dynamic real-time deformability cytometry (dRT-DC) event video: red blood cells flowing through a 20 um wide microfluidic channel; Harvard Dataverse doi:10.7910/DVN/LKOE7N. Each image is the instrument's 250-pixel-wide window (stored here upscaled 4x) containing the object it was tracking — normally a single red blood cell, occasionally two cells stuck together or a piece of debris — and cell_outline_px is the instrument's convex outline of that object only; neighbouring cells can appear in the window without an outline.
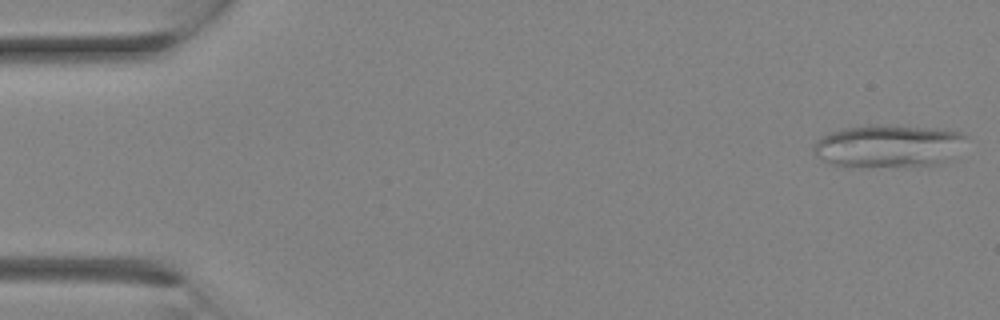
{"species": "Egyptian fruit bat (a non-hibernating species)", "species_latin": "Rousettus aegyptiacus", "temperature_condition": "room temperature", "stored_images_in_passage": 27, "camera_frame_rate_fps": 3000, "um_per_image_px": 0.085, "animal": {"sex": "female"}, "frame": {"image": 1, "passage_image": 1, "time_ms": 0.0, "image_size_px": [1000, 320], "cell_outline_px": [[968, 136], [952, 160], [936, 164], [868, 168], [864, 168], [832, 164], [816, 156], [812, 148], [816, 140], [820, 136], [828, 132], [844, 128], [868, 124], [896, 124], [936, 128], [960, 132]], "centroid_in_image_um": [75.5, 12.4], "position_along_channel_um": 9.5, "area_um2": 38.96}}
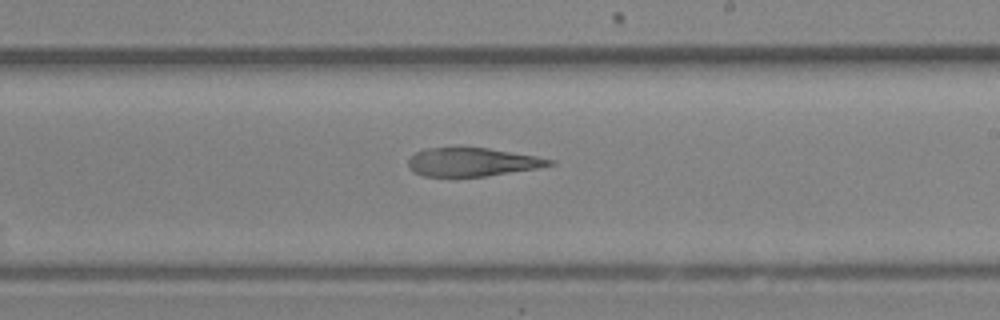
{"frame": {"image": 2, "passage_image": 16, "time_ms": 5.0, "image_size_px": [1000, 320], "cell_outline_px": [[556, 164], [536, 168], [488, 176], [424, 176], [412, 172], [408, 168], [408, 160], [416, 152], [424, 148], [488, 148], [536, 156], [556, 160]], "centroid_in_image_um": [40.14, 13.78], "position_along_channel_um": 248.9, "area_um2": 23.35}}
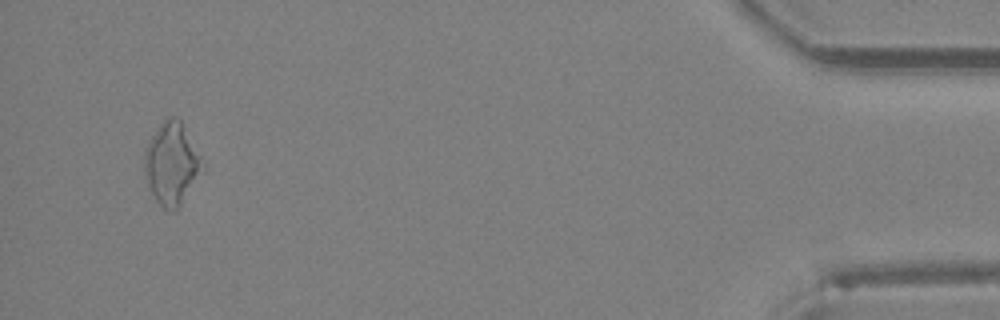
{"frame": {"image": 3, "passage_image": 26, "time_ms": 8.333, "image_size_px": [1000, 320], "cell_outline_px": [[204, 172], [176, 212], [168, 212], [156, 200], [148, 184], [144, 168], [144, 152], [152, 136], [160, 124], [168, 116], [176, 116], [180, 120], [200, 156], [204, 164]], "centroid_in_image_um": [14.62, 13.96], "position_along_channel_um": 420.6, "area_um2": 27.69}}